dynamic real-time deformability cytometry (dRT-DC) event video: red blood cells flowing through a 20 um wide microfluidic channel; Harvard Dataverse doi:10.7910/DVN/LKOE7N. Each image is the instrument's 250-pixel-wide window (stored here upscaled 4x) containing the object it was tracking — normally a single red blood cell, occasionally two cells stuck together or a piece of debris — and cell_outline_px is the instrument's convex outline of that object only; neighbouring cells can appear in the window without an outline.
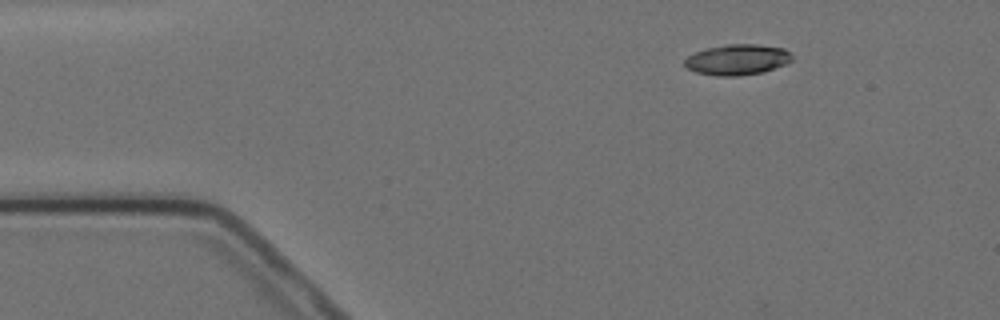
{"species": "Egyptian fruit bat (a non-hibernating species)", "species_latin": "Rousettus aegyptiacus", "temperature_condition": "cold", "stored_images_in_passage": 4, "camera_frame_rate_fps": 3000, "um_per_image_px": 0.085, "animal": {"sex": "female"}, "frame": {"image": 1, "passage_image": 2, "time_ms": 1.333, "image_size_px": [1000, 320], "cell_outline_px": [[792, 60], [784, 64], [764, 72], [736, 76], [716, 76], [696, 72], [688, 68], [684, 64], [684, 60], [688, 56], [704, 48], [724, 44], [756, 44], [784, 48], [792, 56]], "centroid_in_image_um": [62.65, 5.06], "position_along_channel_um": 22.4, "area_um2": 19.19}}